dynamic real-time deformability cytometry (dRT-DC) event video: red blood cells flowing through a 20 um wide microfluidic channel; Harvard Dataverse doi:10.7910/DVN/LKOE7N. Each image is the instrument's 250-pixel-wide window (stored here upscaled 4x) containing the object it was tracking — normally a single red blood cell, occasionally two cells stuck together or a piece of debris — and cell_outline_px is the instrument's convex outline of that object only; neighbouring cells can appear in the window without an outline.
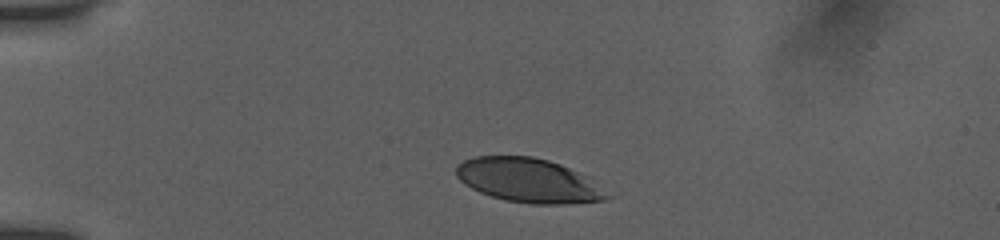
{"species": "human", "species_latin": "Homo sapiens", "temperature_condition": "room temperature", "stored_images_in_passage": 16, "camera_frame_rate_fps": 3000, "um_per_image_px": 0.085, "donor": {"sex": "female"}, "frame": {"image": 1, "passage_image": 1, "time_ms": 0.0, "image_size_px": [1000, 240], "cell_outline_px": [[612, 196], [604, 200], [560, 204], [528, 204], [508, 200], [492, 196], [480, 192], [464, 184], [456, 176], [456, 164], [472, 156], [532, 156], [548, 160], [560, 164], [584, 176]], "centroid_in_image_um": [44.85, 15.33], "position_along_channel_um": 40.2, "area_um2": 38.32}}
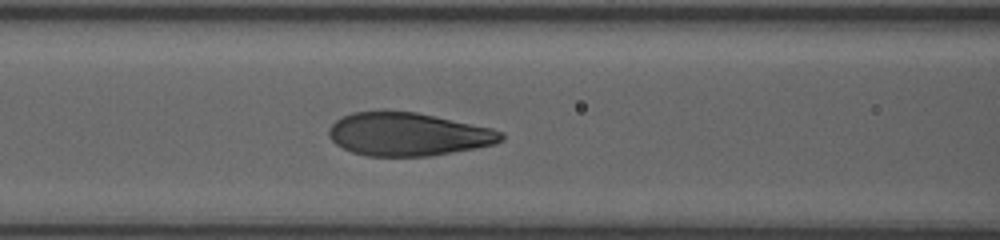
{"frame": {"image": 2, "passage_image": 7, "time_ms": 3.667, "image_size_px": [1000, 240], "cell_outline_px": [[504, 140], [496, 144], [476, 148], [428, 156], [368, 156], [352, 152], [336, 144], [328, 136], [328, 128], [336, 120], [352, 112], [416, 112], [492, 128], [504, 132]], "centroid_in_image_um": [34.71, 11.42], "position_along_channel_um": 131.9, "area_um2": 43.12}}
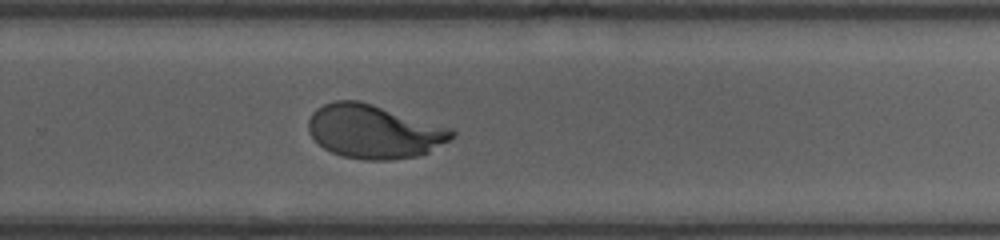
{"frame": {"image": 3, "passage_image": 16, "time_ms": 8.0, "image_size_px": [1000, 240], "cell_outline_px": [[456, 136], [428, 152], [416, 156], [392, 160], [364, 160], [344, 156], [332, 152], [324, 148], [308, 132], [308, 120], [312, 112], [316, 108], [324, 104], [336, 100], [360, 100], [452, 128], [456, 132]], "centroid_in_image_um": [31.79, 11.17], "position_along_channel_um": 298.0, "area_um2": 44.91}}